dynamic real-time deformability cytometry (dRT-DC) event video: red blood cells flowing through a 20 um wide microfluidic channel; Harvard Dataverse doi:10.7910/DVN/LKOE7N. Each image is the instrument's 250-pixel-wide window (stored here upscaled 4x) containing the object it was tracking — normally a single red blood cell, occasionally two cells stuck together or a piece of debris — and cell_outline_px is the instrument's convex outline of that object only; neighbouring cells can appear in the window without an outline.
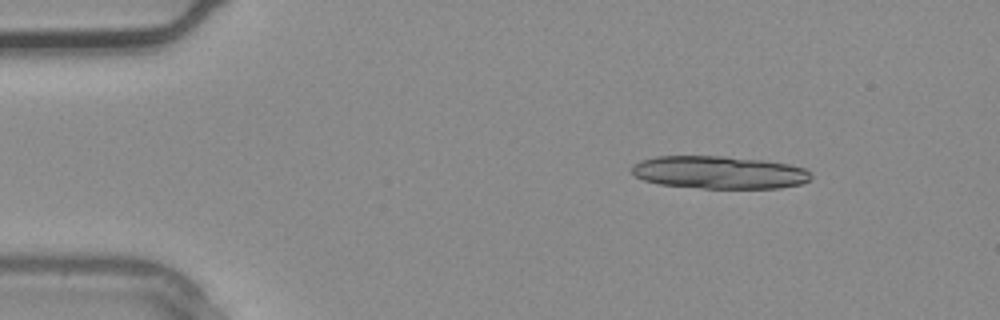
{"species": "common noctule bat (a hibernating species)", "species_latin": "Nyctalus noctula", "temperature_condition": "warm", "stored_images_in_passage": 3, "camera_frame_rate_fps": 3000, "um_per_image_px": 0.085, "animal": {"sex": "male", "body_mass_g": 20.4}, "frame": {"image": 1, "passage_image": 2, "time_ms": 0.333, "image_size_px": [1000, 320], "cell_outline_px": [[812, 180], [800, 184], [780, 188], [704, 188], [660, 184], [644, 180], [636, 176], [632, 172], [632, 164], [640, 160], [656, 156], [724, 156], [764, 160], [788, 164], [804, 168], [812, 176]], "centroid_in_image_um": [61.13, 14.65], "position_along_channel_um": 23.9, "area_um2": 34.22}}